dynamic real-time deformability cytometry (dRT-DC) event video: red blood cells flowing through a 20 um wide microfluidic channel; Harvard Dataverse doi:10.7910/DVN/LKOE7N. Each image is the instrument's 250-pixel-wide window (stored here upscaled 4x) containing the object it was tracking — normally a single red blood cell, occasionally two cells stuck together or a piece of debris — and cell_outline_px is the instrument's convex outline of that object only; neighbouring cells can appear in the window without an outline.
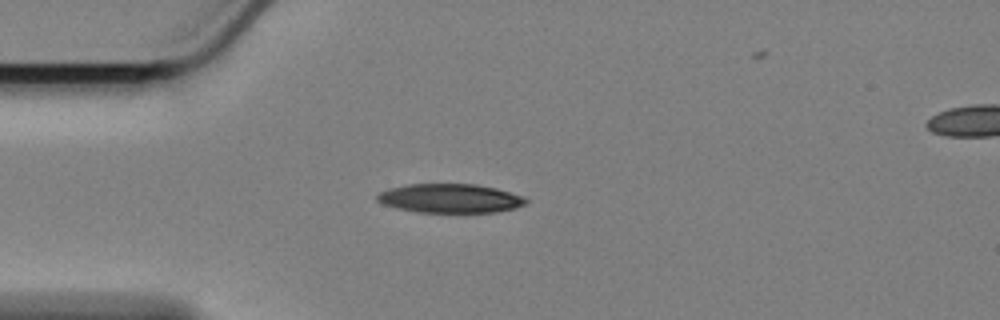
{"species": "Egyptian fruit bat (a non-hibernating species)", "species_latin": "Rousettus aegyptiacus", "temperature_condition": "cold", "stored_images_in_passage": 39, "camera_frame_rate_fps": 3000, "um_per_image_px": 0.085, "animal": {"sex": "female"}, "frame": {"image": 1, "passage_image": 1, "time_ms": 0.0, "image_size_px": [1000, 320], "cell_outline_px": [[528, 204], [516, 208], [496, 212], [416, 212], [396, 208], [380, 204], [376, 200], [376, 196], [380, 192], [388, 188], [408, 184], [476, 184], [496, 188], [524, 196], [528, 200]], "centroid_in_image_um": [38.26, 16.86], "position_along_channel_um": 46.7, "area_um2": 25.43}}
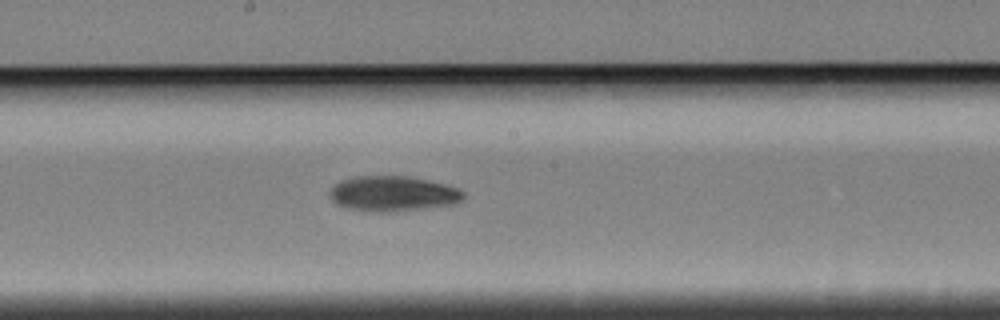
{"frame": {"image": 2, "passage_image": 17, "time_ms": 5.333, "image_size_px": [1000, 320], "cell_outline_px": [[464, 200], [452, 204], [420, 208], [380, 212], [368, 212], [348, 208], [336, 204], [332, 200], [332, 188], [340, 180], [356, 176], [408, 176], [448, 184], [460, 188], [464, 192]], "centroid_in_image_um": [33.43, 16.45], "position_along_channel_um": 214.8, "area_um2": 27.28}}
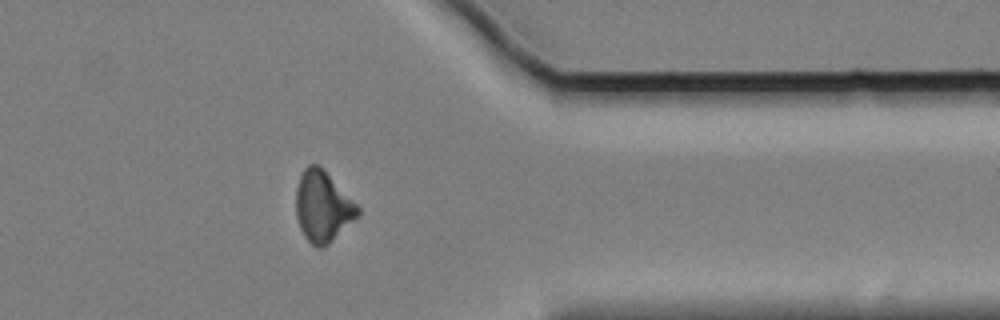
{"frame": {"image": 3, "passage_image": 33, "time_ms": 10.667, "image_size_px": [1000, 320], "cell_outline_px": [[360, 216], [356, 220], [328, 244], [320, 248], [316, 248], [304, 236], [300, 228], [296, 216], [296, 188], [300, 176], [304, 168], [308, 164], [316, 164], [324, 168], [360, 204]], "centroid_in_image_um": [27.49, 17.53], "position_along_channel_um": 383.9, "area_um2": 26.24}}